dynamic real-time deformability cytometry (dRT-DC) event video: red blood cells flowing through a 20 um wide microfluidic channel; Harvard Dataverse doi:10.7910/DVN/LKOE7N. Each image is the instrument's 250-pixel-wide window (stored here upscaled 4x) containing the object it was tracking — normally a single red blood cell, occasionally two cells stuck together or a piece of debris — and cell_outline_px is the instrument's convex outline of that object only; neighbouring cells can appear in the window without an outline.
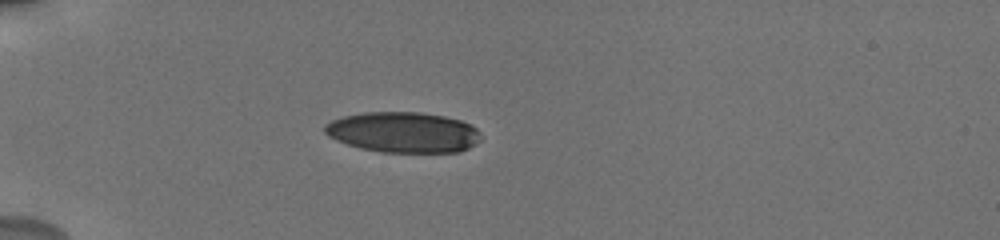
{"species": "human", "species_latin": "Homo sapiens", "temperature_condition": "cold", "stored_images_in_passage": 30, "camera_frame_rate_fps": 3000, "um_per_image_px": 0.085, "donor": {"sex": "male"}, "frame": {"image": 1, "passage_image": 1, "time_ms": 0.0, "image_size_px": [1000, 240], "cell_outline_px": [[480, 140], [476, 144], [460, 152], [380, 152], [360, 148], [336, 140], [328, 136], [324, 132], [324, 124], [332, 120], [344, 116], [364, 112], [420, 112], [444, 116], [460, 120], [472, 124], [480, 132]], "centroid_in_image_um": [34.29, 11.24], "position_along_channel_um": 50.7, "area_um2": 37.11}}
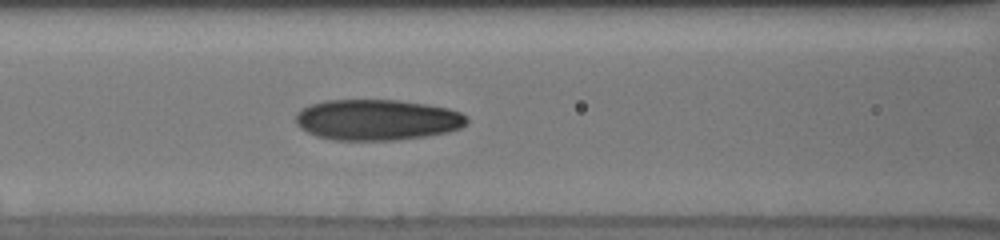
{"frame": {"image": 2, "passage_image": 9, "time_ms": 3.0, "image_size_px": [1000, 240], "cell_outline_px": [[468, 120], [460, 128], [448, 132], [428, 136], [396, 140], [332, 140], [316, 136], [300, 128], [296, 124], [296, 112], [300, 108], [308, 104], [324, 100], [400, 100], [428, 104], [448, 108], [460, 112], [468, 116]], "centroid_in_image_um": [32.03, 10.18], "position_along_channel_um": 134.6, "area_um2": 41.21}}
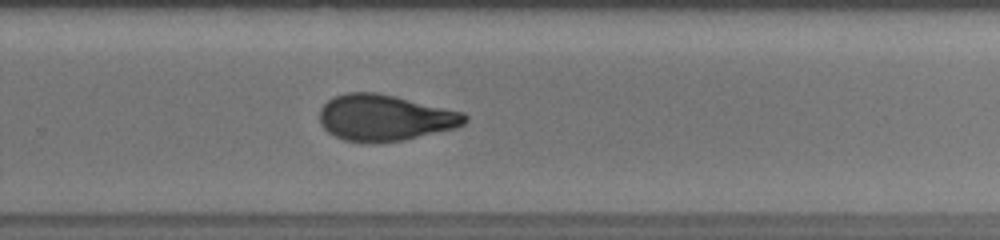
{"frame": {"image": 3, "passage_image": 21, "time_ms": 7.333, "image_size_px": [1000, 240], "cell_outline_px": [[468, 120], [464, 124], [456, 128], [404, 140], [344, 140], [328, 132], [320, 124], [320, 108], [328, 100], [336, 96], [348, 92], [376, 92], [396, 96], [464, 112], [468, 116]], "centroid_in_image_um": [32.75, 9.97], "position_along_channel_um": 297.1, "area_um2": 38.55}, "authors_computed_cell_mechanics": {"area_um2": 40.2288, "velocity_mm_per_s": 3.7698, "shape_relaxation_time_tau1_ms": 5.2915, "shape_relaxation_time_tau2_ms": 1.9316, "deformation_change_tau1": 0.1841, "deformation_change_tau2": 0.0812}}